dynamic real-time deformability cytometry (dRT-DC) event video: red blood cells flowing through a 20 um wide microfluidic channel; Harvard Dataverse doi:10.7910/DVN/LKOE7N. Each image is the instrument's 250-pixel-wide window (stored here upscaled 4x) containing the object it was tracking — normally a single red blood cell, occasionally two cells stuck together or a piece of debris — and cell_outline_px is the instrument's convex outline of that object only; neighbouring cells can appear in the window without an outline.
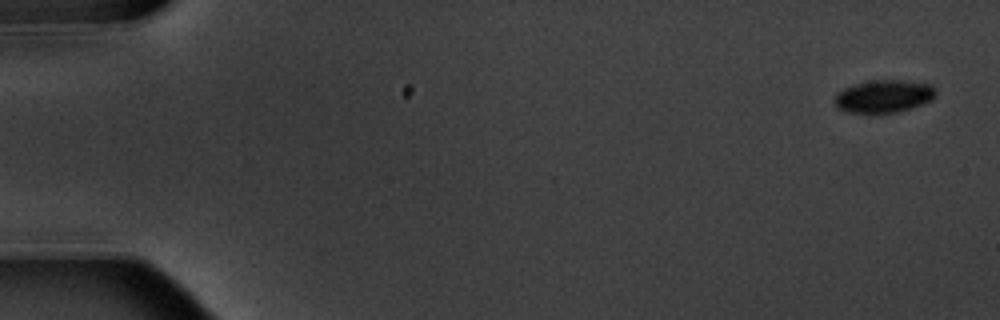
{"species": "common noctule bat (a hibernating species)", "species_latin": "Nyctalus noctula", "temperature_condition": "warm", "stored_images_in_passage": 6, "segment_of_instrument_passage": [2, 2], "camera_frame_rate_fps": 3000, "um_per_image_px": 0.085, "animal": {"sex": "male", "body_mass_g": 20.1, "forearm_length_mm": 53.5}, "frame": {"image": 1, "passage_image": 6, "time_ms": 6.667, "image_size_px": [1000, 320], "cell_outline_px": [[936, 96], [932, 100], [912, 108], [896, 112], [872, 116], [848, 112], [836, 108], [836, 96], [844, 88], [856, 84], [872, 80], [904, 80], [928, 84], [936, 88]], "centroid_in_image_um": [75.14, 8.23], "position_along_channel_um": 9.9, "area_um2": 19.71}}